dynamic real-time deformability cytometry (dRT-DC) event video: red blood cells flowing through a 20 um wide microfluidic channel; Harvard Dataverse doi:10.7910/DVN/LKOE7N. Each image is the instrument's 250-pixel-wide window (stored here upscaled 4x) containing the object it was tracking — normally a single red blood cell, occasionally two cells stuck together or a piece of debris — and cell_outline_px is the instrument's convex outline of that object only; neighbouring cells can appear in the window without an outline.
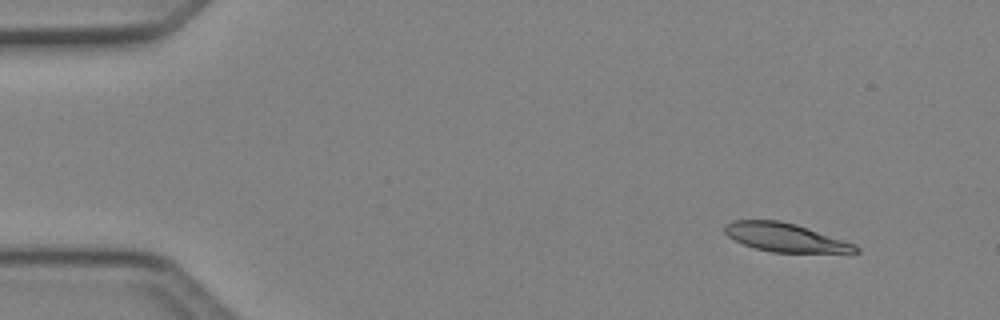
{"species": "Egyptian fruit bat (a non-hibernating species)", "species_latin": "Rousettus aegyptiacus", "temperature_condition": "cold", "stored_images_in_passage": 5, "camera_frame_rate_fps": 3000, "um_per_image_px": 0.085, "animal": {"sex": "female"}, "frame": {"image": 1, "passage_image": 1, "time_ms": 0.0, "image_size_px": [1000, 320], "cell_outline_px": [[860, 252], [772, 252], [756, 248], [744, 244], [728, 236], [724, 232], [724, 224], [732, 220], [780, 220], [796, 224], [856, 244], [860, 248]], "centroid_in_image_um": [66.73, 20.17], "position_along_channel_um": 18.3, "area_um2": 21.62}}
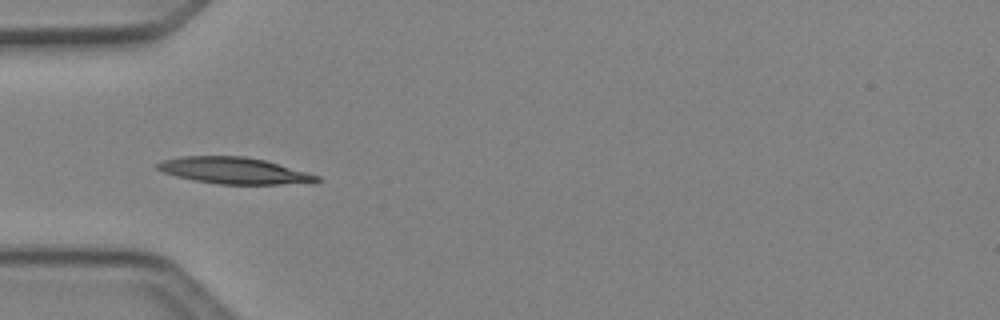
{"frame": {"image": 2, "passage_image": 4, "time_ms": 1.0, "image_size_px": [1000, 320], "cell_outline_px": [[324, 180], [312, 184], [220, 184], [192, 180], [176, 176], [164, 172], [156, 168], [156, 164], [164, 160], [180, 156], [244, 156], [264, 160], [308, 172], [320, 176]], "centroid_in_image_um": [19.98, 14.51], "position_along_channel_um": 65.0, "area_um2": 24.8}}
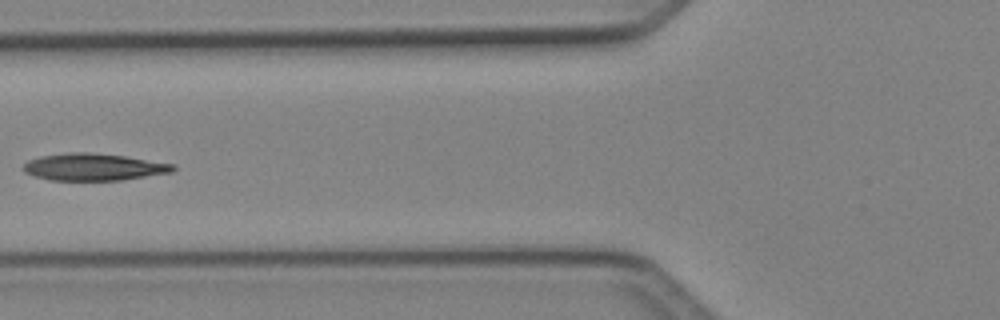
{"frame": {"image": 3, "passage_image": 5, "time_ms": 1.333, "image_size_px": [1000, 320], "cell_outline_px": [[176, 168], [172, 172], [120, 180], [48, 180], [24, 172], [20, 168], [28, 160], [40, 156], [68, 152], [84, 152], [124, 156], [176, 164]], "centroid_in_image_um": [7.93, 14.19], "position_along_channel_um": 117.9, "area_um2": 23.58}}